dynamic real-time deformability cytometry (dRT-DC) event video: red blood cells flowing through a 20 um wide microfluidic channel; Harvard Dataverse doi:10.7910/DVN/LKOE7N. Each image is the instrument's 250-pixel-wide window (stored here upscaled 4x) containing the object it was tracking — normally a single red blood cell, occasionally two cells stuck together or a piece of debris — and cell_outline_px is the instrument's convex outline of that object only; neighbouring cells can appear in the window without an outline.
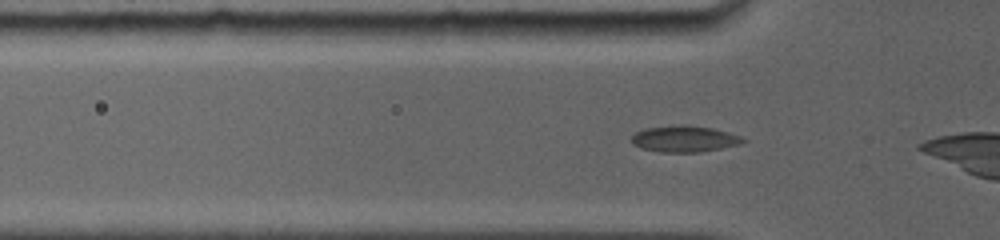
{"species": "common noctule bat (a hibernating species)", "species_latin": "Nyctalus noctula", "temperature_condition": "room temperature", "stored_images_in_passage": 44, "camera_frame_rate_fps": 5000, "um_per_image_px": 0.085, "animal": {"sex": "female", "body_mass_g": 19.0, "forearm_length_mm": 56.7}, "frame": {"image": 1, "passage_image": 5, "time_ms": 1.0, "image_size_px": [1000, 240], "cell_outline_px": [[748, 140], [740, 144], [700, 152], [660, 152], [640, 148], [632, 144], [632, 136], [636, 132], [644, 128], [680, 124], [684, 124], [712, 128], [740, 136]], "centroid_in_image_um": [58.14, 11.8], "position_along_channel_um": 67.7, "area_um2": 17.11}}
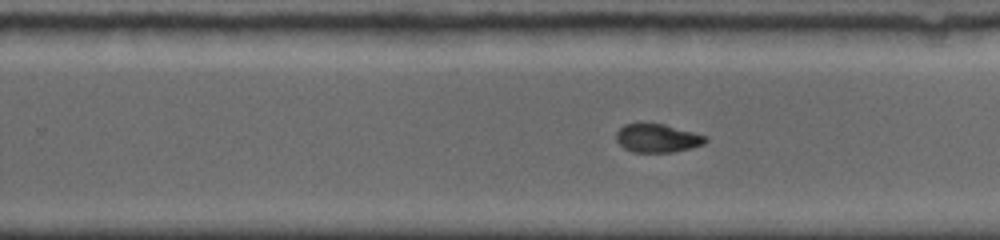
{"frame": {"image": 2, "passage_image": 28, "time_ms": 6.2, "image_size_px": [1000, 240], "cell_outline_px": [[708, 140], [704, 144], [692, 148], [672, 152], [632, 152], [624, 148], [616, 140], [616, 132], [624, 124], [636, 120], [664, 124], [708, 136]], "centroid_in_image_um": [55.85, 11.7], "position_along_channel_um": 274.0, "area_um2": 15.37}}
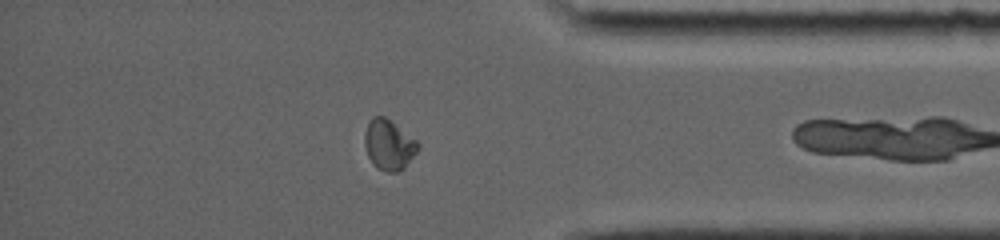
{"frame": {"image": 3, "passage_image": 42, "time_ms": 9.6, "image_size_px": [1000, 240], "cell_outline_px": [[420, 148], [404, 168], [396, 172], [388, 172], [376, 168], [372, 164], [368, 156], [364, 144], [364, 132], [372, 116], [384, 116], [416, 140], [420, 144]], "centroid_in_image_um": [33.04, 12.32], "position_along_channel_um": 402.2, "area_um2": 15.61}}